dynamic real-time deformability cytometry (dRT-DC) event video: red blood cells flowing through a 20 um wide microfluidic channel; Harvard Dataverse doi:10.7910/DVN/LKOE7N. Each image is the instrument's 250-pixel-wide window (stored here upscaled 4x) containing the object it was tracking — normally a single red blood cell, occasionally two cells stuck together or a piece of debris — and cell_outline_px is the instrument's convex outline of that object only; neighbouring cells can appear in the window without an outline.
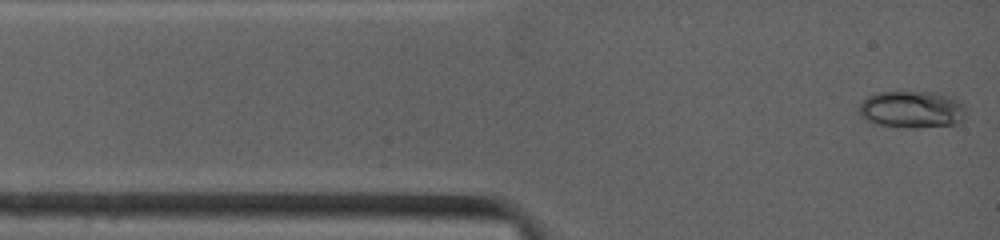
{"species": "common noctule bat (a hibernating species)", "species_latin": "Nyctalus noctula", "temperature_condition": "warm", "stored_images_in_passage": 30, "camera_frame_rate_fps": 4500, "um_per_image_px": 0.085, "animal": {"sex": "female", "body_mass_g": 19.0, "forearm_length_mm": 53.3}, "frame": {"image": 1, "passage_image": 1, "time_ms": 0.0, "image_size_px": [1000, 240], "cell_outline_px": [[964, 120], [956, 124], [876, 124], [860, 116], [856, 108], [868, 96], [876, 92], [932, 92], [948, 96], [964, 104]], "centroid_in_image_um": [77.46, 9.23], "position_along_channel_um": 7.5, "area_um2": 21.91}}
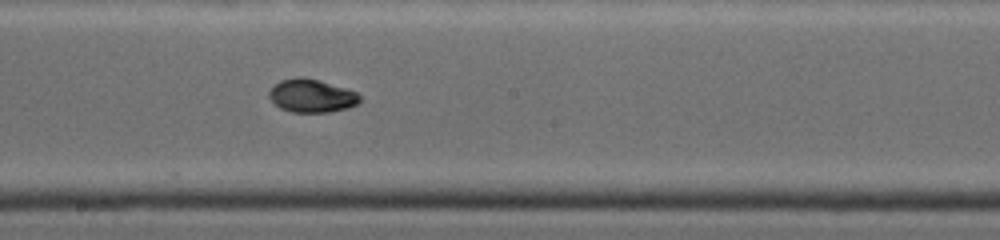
{"frame": {"image": 2, "passage_image": 15, "time_ms": 6.444, "image_size_px": [1000, 240], "cell_outline_px": [[360, 100], [356, 104], [348, 108], [328, 112], [292, 112], [280, 108], [268, 96], [268, 92], [280, 80], [296, 76], [300, 76], [316, 80], [344, 88], [356, 92], [360, 96]], "centroid_in_image_um": [26.46, 8.14], "position_along_channel_um": 221.7, "area_um2": 17.28}}
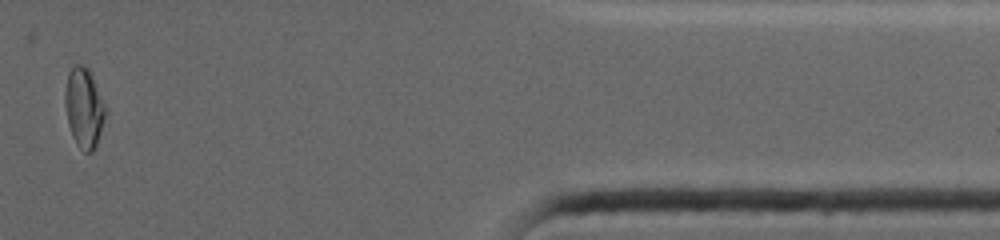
{"frame": {"image": 3, "passage_image": 26, "time_ms": 12.444, "image_size_px": [1000, 240], "cell_outline_px": [[108, 108], [96, 148], [92, 152], [84, 152], [76, 144], [72, 136], [68, 124], [64, 104], [64, 92], [68, 72], [72, 64], [80, 64], [88, 68]], "centroid_in_image_um": [7.14, 9.16], "position_along_channel_um": 404.3, "area_um2": 19.31}, "authors_computed_cell_mechanics": {"area_um2": 17.7157, "velocity_mm_per_s": 3.9622, "shape_relaxation_time_tau1_ms": 5.7238, "shape_relaxation_time_tau2_ms": null, "deformation_change_tau1": 0.1641, "deformation_change_tau2": null}}